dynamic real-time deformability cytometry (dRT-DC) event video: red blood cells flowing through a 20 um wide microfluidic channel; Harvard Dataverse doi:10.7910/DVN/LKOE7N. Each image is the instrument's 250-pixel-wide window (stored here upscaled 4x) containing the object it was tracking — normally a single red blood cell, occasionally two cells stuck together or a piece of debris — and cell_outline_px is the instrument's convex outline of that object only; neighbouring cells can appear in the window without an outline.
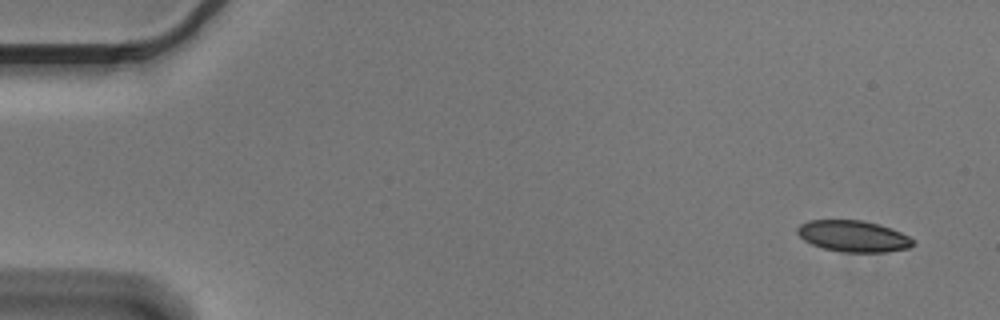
{"species": "Egyptian fruit bat (a non-hibernating species)", "species_latin": "Rousettus aegyptiacus", "temperature_condition": "cold", "stored_images_in_passage": 6, "camera_frame_rate_fps": 3000, "um_per_image_px": 0.085, "animal": {"sex": "male"}, "frame": {"image": 1, "passage_image": 1, "time_ms": 0.0, "image_size_px": [1000, 320], "cell_outline_px": [[916, 244], [908, 248], [888, 252], [840, 252], [824, 248], [812, 244], [804, 240], [796, 232], [796, 228], [800, 224], [808, 220], [864, 220], [880, 224], [892, 228], [908, 236]], "centroid_in_image_um": [72.53, 20.07], "position_along_channel_um": 12.5, "area_um2": 21.27}}
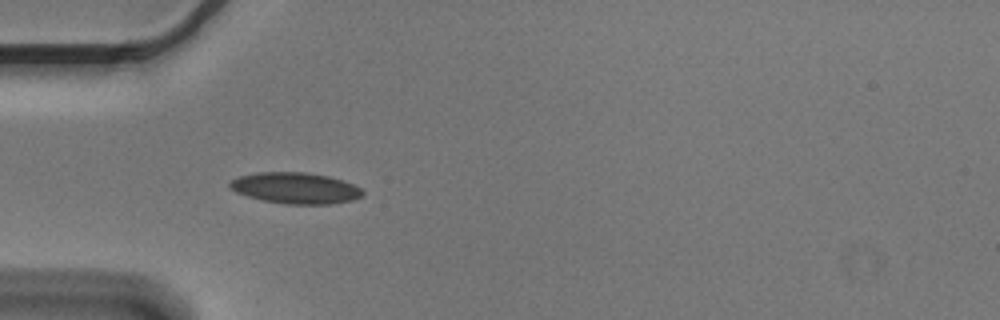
{"frame": {"image": 2, "passage_image": 5, "time_ms": 1.333, "image_size_px": [1000, 320], "cell_outline_px": [[364, 192], [360, 196], [352, 200], [332, 204], [284, 204], [264, 200], [248, 196], [236, 192], [228, 188], [228, 184], [232, 180], [240, 176], [260, 172], [304, 172], [328, 176], [352, 184], [360, 188]], "centroid_in_image_um": [25.09, 15.99], "position_along_channel_um": 59.9, "area_um2": 23.87}}
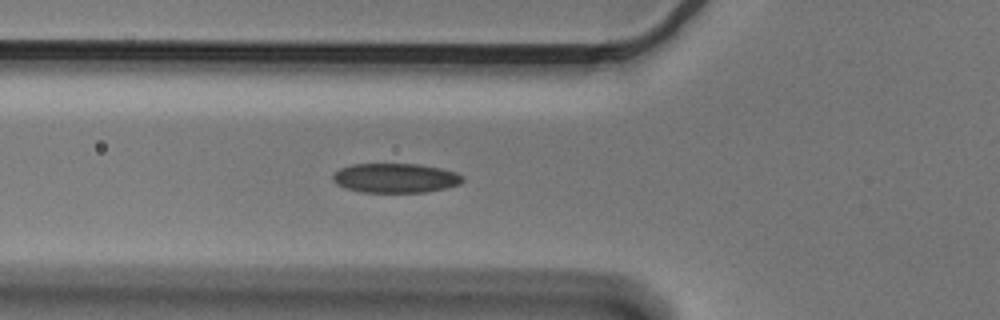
{"frame": {"image": 3, "passage_image": 6, "time_ms": 1.667, "image_size_px": [1000, 320], "cell_outline_px": [[464, 180], [460, 184], [428, 192], [360, 192], [344, 188], [336, 184], [332, 180], [332, 176], [340, 168], [352, 164], [420, 164], [440, 168], [456, 172], [464, 176]], "centroid_in_image_um": [33.61, 15.13], "position_along_channel_um": 92.2, "area_um2": 22.43}}